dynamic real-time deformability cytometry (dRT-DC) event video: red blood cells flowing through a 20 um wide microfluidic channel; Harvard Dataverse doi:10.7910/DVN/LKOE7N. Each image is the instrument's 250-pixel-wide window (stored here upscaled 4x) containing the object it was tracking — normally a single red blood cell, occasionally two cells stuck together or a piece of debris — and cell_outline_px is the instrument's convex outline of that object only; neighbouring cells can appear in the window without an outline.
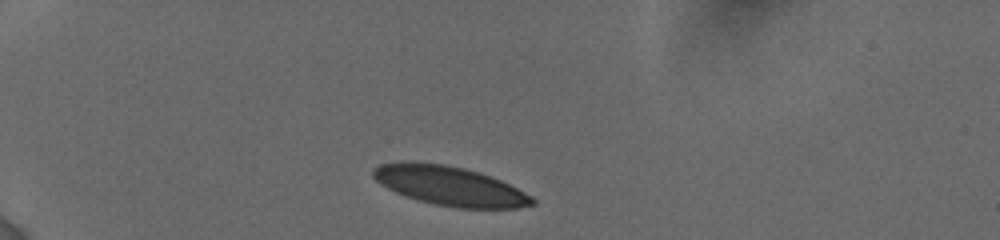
{"species": "human", "species_latin": "Homo sapiens", "temperature_condition": "cold", "stored_images_in_passage": 4, "camera_frame_rate_fps": 3000, "um_per_image_px": 0.085, "donor": {"sex": "female"}, "frame": {"image": 1, "passage_image": 1, "time_ms": 0.0, "image_size_px": [1000, 240], "cell_outline_px": [[536, 204], [516, 208], [456, 208], [432, 204], [416, 200], [396, 192], [380, 184], [372, 176], [372, 168], [380, 164], [400, 160], [444, 164], [464, 168], [500, 180], [532, 196], [536, 200]], "centroid_in_image_um": [38.17, 15.79], "position_along_channel_um": 46.8, "area_um2": 36.53}}
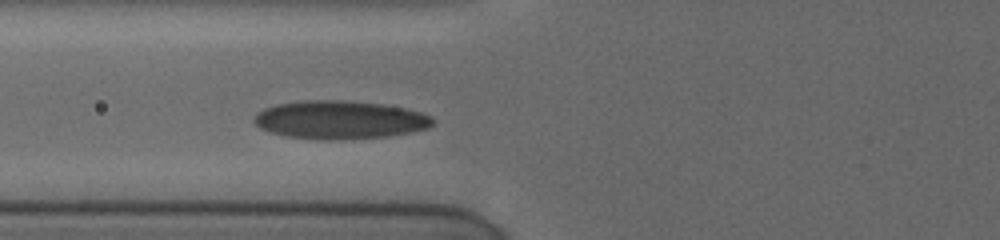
{"frame": {"image": 2, "passage_image": 4, "time_ms": 2.667, "image_size_px": [1000, 240], "cell_outline_px": [[432, 124], [428, 128], [388, 136], [332, 140], [328, 140], [288, 136], [272, 132], [260, 128], [252, 120], [256, 112], [264, 108], [276, 104], [304, 100], [344, 100], [384, 104], [404, 108], [420, 112], [432, 116]], "centroid_in_image_um": [28.85, 10.17], "position_along_channel_um": 96.9, "area_um2": 39.65}}